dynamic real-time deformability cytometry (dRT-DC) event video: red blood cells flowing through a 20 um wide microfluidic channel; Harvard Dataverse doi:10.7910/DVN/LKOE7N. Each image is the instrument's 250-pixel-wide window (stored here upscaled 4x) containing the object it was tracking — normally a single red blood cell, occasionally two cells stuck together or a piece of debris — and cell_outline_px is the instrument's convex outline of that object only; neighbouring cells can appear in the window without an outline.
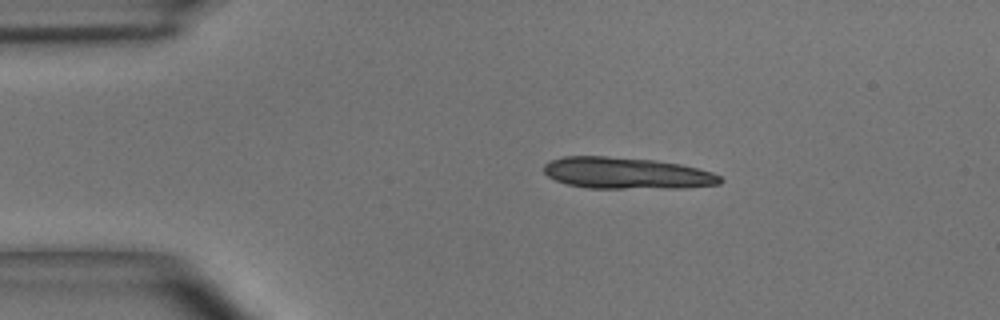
{"species": "common noctule bat (a hibernating species)", "species_latin": "Nyctalus noctula", "temperature_condition": "room temperature", "stored_images_in_passage": 48, "segment_of_instrument_passage": [1, 2], "camera_frame_rate_fps": 3000, "um_per_image_px": 0.085, "animal": {"sex": "male", "body_mass_g": 15.6}, "frame": {"image": 1, "passage_image": 8, "time_ms": 2.333, "image_size_px": [1000, 320], "cell_outline_px": [[724, 180], [720, 184], [688, 188], [592, 188], [568, 184], [556, 180], [548, 176], [544, 172], [544, 164], [552, 160], [564, 156], [604, 156], [656, 160], [680, 164], [712, 172], [720, 176]], "centroid_in_image_um": [53.3, 14.72], "position_along_channel_um": 31.7, "area_um2": 32.37}}